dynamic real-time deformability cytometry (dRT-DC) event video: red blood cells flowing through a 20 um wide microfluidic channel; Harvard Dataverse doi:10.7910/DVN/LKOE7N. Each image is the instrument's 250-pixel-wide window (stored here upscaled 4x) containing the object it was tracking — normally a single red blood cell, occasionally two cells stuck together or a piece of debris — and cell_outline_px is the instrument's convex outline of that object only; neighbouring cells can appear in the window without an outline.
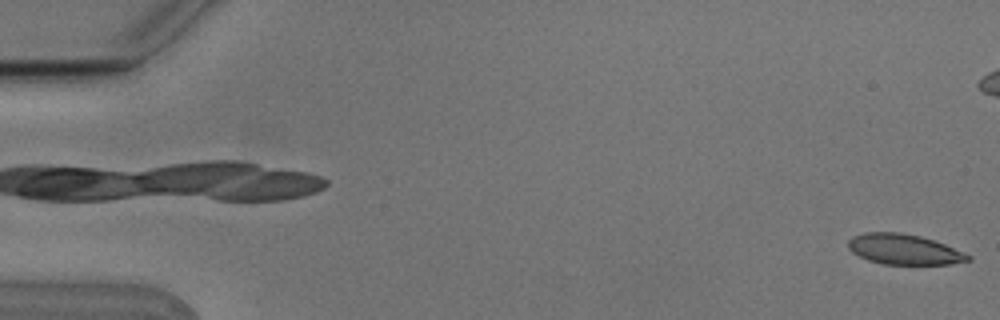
{"species": "Egyptian fruit bat (a non-hibernating species)", "species_latin": "Rousettus aegyptiacus", "temperature_condition": "cold", "stored_images_in_passage": 4, "camera_frame_rate_fps": 3000, "um_per_image_px": 0.085, "animal": {"sex": "male"}, "frame": {"image": 1, "passage_image": 1, "time_ms": 0.0, "image_size_px": [1000, 320], "cell_outline_px": [[972, 260], [948, 264], [884, 264], [868, 260], [852, 252], [848, 248], [848, 240], [852, 236], [864, 232], [900, 232], [920, 236], [944, 244], [972, 256]], "centroid_in_image_um": [76.81, 21.19], "position_along_channel_um": 8.2, "area_um2": 21.1}}